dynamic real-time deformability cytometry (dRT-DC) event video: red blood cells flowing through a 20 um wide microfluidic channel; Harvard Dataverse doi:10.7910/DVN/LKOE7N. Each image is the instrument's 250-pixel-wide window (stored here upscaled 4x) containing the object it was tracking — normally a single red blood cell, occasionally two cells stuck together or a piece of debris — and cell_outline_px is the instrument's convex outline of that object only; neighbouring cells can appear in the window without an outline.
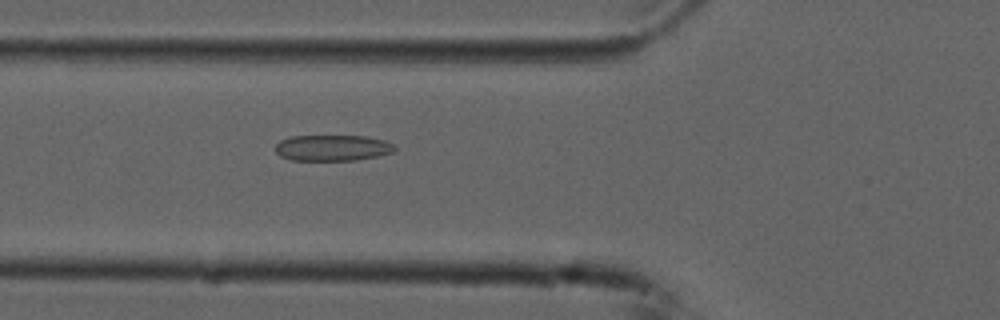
{"species": "common noctule bat (a hibernating species)", "species_latin": "Nyctalus noctula", "temperature_condition": "cold", "stored_images_in_passage": 52, "camera_frame_rate_fps": 3000, "um_per_image_px": 0.085, "animal": {"sex": "male", "forearm_length_mm": 52.5}, "frame": {"image": 1, "passage_image": 17, "time_ms": 5.333, "image_size_px": [1000, 320], "cell_outline_px": [[396, 152], [356, 160], [292, 160], [280, 156], [276, 152], [276, 144], [280, 140], [292, 136], [364, 136], [384, 140], [392, 144], [396, 148]], "centroid_in_image_um": [28.26, 12.57], "position_along_channel_um": 97.5, "area_um2": 18.03}}
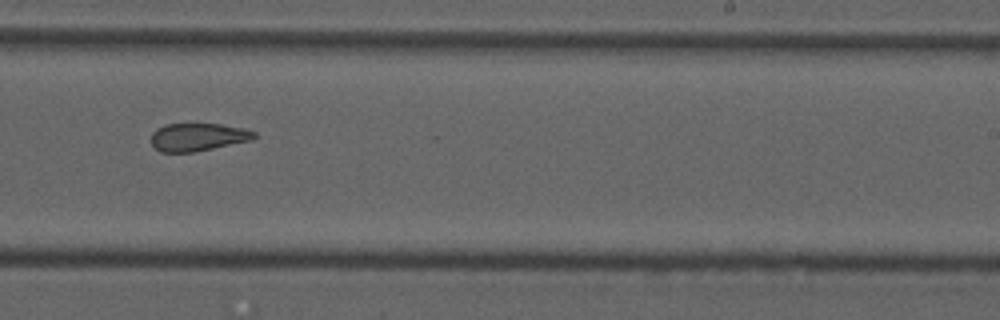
{"frame": {"image": 2, "passage_image": 31, "time_ms": 10.0, "image_size_px": [1000, 320], "cell_outline_px": [[256, 136], [252, 140], [192, 152], [160, 152], [152, 144], [152, 132], [156, 128], [164, 124], [220, 124], [244, 128], [256, 132]], "centroid_in_image_um": [16.81, 11.64], "position_along_channel_um": 272.2, "area_um2": 16.65}}
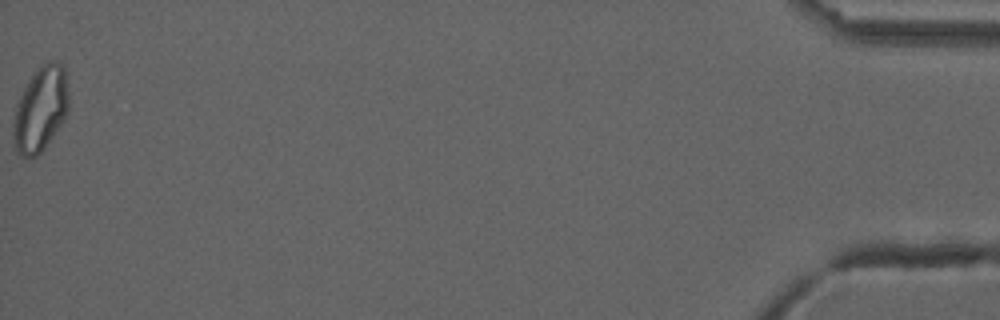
{"frame": {"image": 3, "passage_image": 52, "time_ms": 17.0, "image_size_px": [1000, 320], "cell_outline_px": [[68, 112], [64, 120], [44, 148], [36, 156], [20, 156], [16, 152], [12, 132], [12, 120], [16, 104], [24, 88], [32, 76], [44, 64], [52, 60], [56, 60], [64, 64], [68, 92]], "centroid_in_image_um": [3.44, 9.28], "position_along_channel_um": 431.8, "area_um2": 27.34}, "authors_computed_cell_mechanics": {"area_um2": 19.9121, "velocity_mm_per_s": 3.7368, "shape_relaxation_time_tau1_ms": null, "shape_relaxation_time_tau2_ms": 2.7805, "deformation_change_tau1": null, "deformation_change_tau2": 0.1052}}